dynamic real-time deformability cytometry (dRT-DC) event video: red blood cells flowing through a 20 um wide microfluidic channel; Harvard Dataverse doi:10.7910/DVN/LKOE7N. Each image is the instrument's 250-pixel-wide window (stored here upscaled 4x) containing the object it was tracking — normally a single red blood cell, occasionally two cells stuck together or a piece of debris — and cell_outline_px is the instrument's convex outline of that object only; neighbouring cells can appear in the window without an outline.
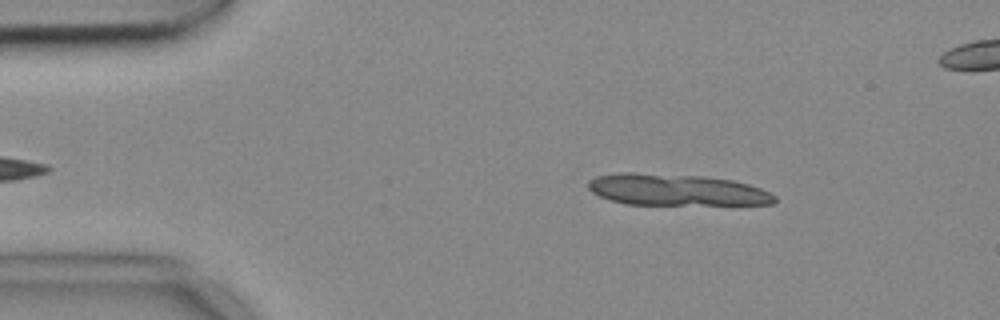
{"species": "common noctule bat (a hibernating species)", "species_latin": "Nyctalus noctula", "temperature_condition": "cold", "stored_images_in_passage": 5, "camera_frame_rate_fps": 3000, "um_per_image_px": 0.085, "animal": {"sex": "female", "body_mass_g": 18.4}, "frame": {"image": 1, "passage_image": 2, "time_ms": 0.333, "image_size_px": [1000, 320], "cell_outline_px": [[776, 200], [772, 204], [624, 204], [600, 196], [592, 192], [588, 188], [588, 180], [596, 176], [620, 172], [632, 172], [704, 176], [732, 180], [748, 184], [760, 188], [776, 196]], "centroid_in_image_um": [57.45, 16.12], "position_along_channel_um": 27.5, "area_um2": 34.1}}